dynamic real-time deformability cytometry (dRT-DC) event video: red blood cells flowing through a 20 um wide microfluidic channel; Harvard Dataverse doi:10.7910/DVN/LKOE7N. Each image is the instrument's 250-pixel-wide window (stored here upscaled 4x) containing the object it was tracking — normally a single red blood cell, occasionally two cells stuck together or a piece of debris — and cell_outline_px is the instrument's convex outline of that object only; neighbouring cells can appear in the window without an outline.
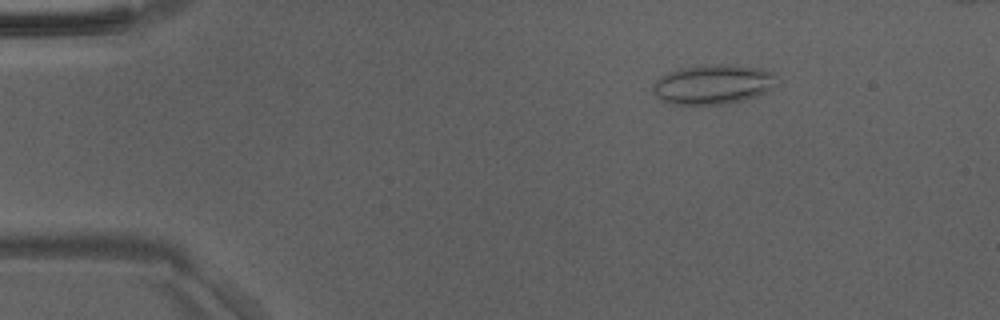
{"species": "Egyptian fruit bat (a non-hibernating species)", "species_latin": "Rousettus aegyptiacus", "temperature_condition": "room temperature", "stored_images_in_passage": 49, "camera_frame_rate_fps": 3000, "um_per_image_px": 0.085, "animal": {"sex": "male"}, "frame": {"image": 1, "passage_image": 8, "time_ms": 2.333, "image_size_px": [1000, 320], "cell_outline_px": [[776, 76], [772, 88], [756, 96], [744, 100], [724, 104], [672, 104], [660, 100], [652, 92], [652, 84], [660, 76], [668, 72], [684, 68], [704, 64], [732, 64], [764, 68], [776, 72]], "centroid_in_image_um": [60.6, 7.15], "position_along_channel_um": 24.4, "area_um2": 28.9}}
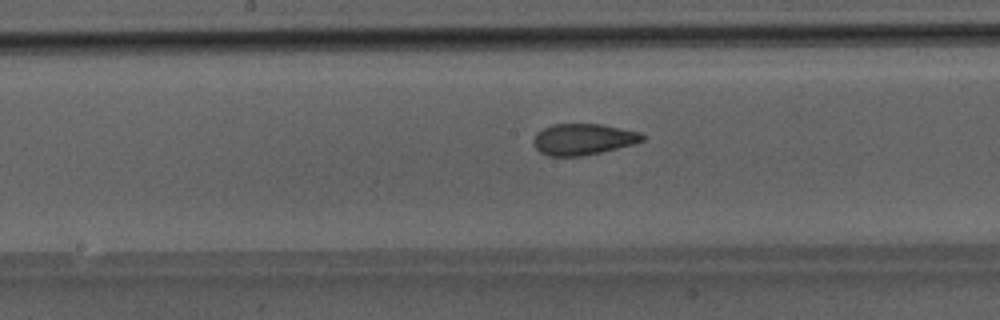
{"frame": {"image": 2, "passage_image": 26, "time_ms": 8.333, "image_size_px": [1000, 320], "cell_outline_px": [[644, 140], [636, 144], [584, 156], [548, 156], [540, 152], [532, 144], [532, 140], [536, 132], [552, 124], [600, 124], [640, 132], [644, 136]], "centroid_in_image_um": [49.55, 11.84], "position_along_channel_um": 198.7, "area_um2": 20.0}}
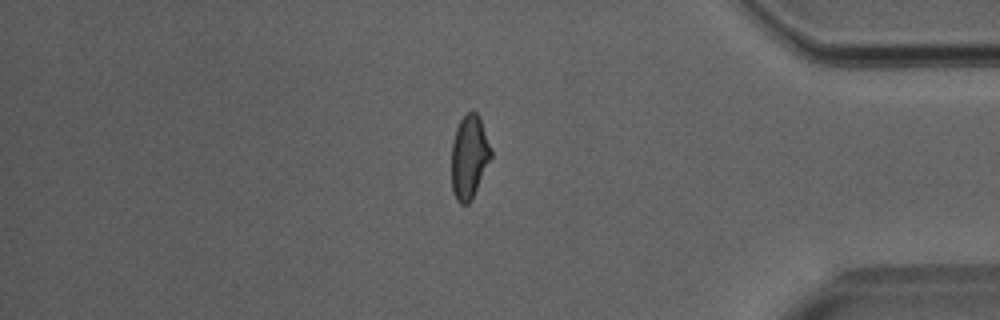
{"frame": {"image": 3, "passage_image": 42, "time_ms": 13.667, "image_size_px": [1000, 320], "cell_outline_px": [[492, 156], [468, 204], [460, 204], [456, 200], [452, 192], [452, 144], [456, 128], [460, 120], [468, 112], [476, 112], [480, 116], [492, 148]], "centroid_in_image_um": [39.89, 13.3], "position_along_channel_um": 395.3, "area_um2": 19.07}}